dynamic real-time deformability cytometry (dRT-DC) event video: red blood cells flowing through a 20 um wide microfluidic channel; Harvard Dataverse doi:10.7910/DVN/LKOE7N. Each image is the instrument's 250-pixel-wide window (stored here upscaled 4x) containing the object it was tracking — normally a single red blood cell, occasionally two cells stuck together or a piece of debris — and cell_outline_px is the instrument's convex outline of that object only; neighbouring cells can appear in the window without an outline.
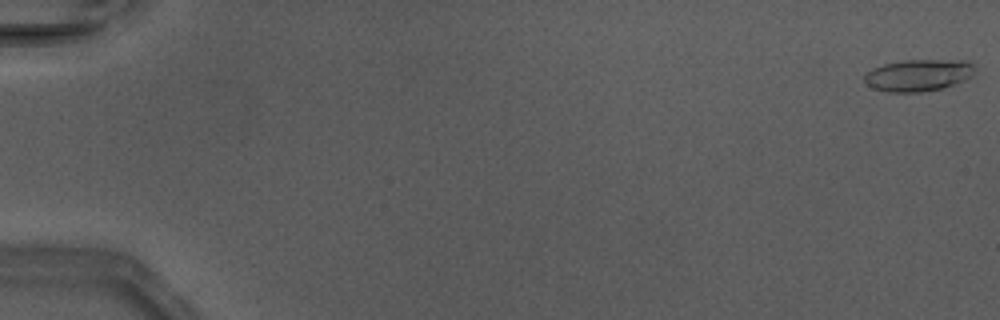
{"species": "Egyptian fruit bat (a non-hibernating species)", "species_latin": "Rousettus aegyptiacus", "temperature_condition": "warm", "stored_images_in_passage": 48, "camera_frame_rate_fps": 3000, "um_per_image_px": 0.085, "animal": {"sex": "male"}, "frame": {"image": 1, "passage_image": 1, "time_ms": 0.0, "image_size_px": [1000, 320], "cell_outline_px": [[972, 76], [956, 84], [940, 88], [920, 92], [888, 92], [872, 88], [864, 80], [864, 72], [872, 68], [884, 64], [904, 60], [968, 60], [972, 64]], "centroid_in_image_um": [78.02, 6.39], "position_along_channel_um": 7.0, "area_um2": 20.46}}
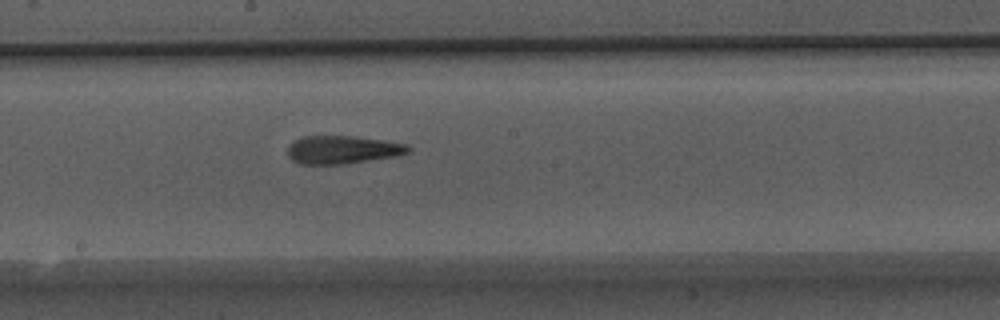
{"frame": {"image": 2, "passage_image": 28, "time_ms": 9.0, "image_size_px": [1000, 320], "cell_outline_px": [[412, 148], [408, 152], [396, 156], [344, 164], [300, 164], [292, 160], [288, 156], [288, 144], [304, 136], [352, 136], [384, 140], [408, 144]], "centroid_in_image_um": [29.12, 12.72], "position_along_channel_um": 219.1, "area_um2": 19.77}}
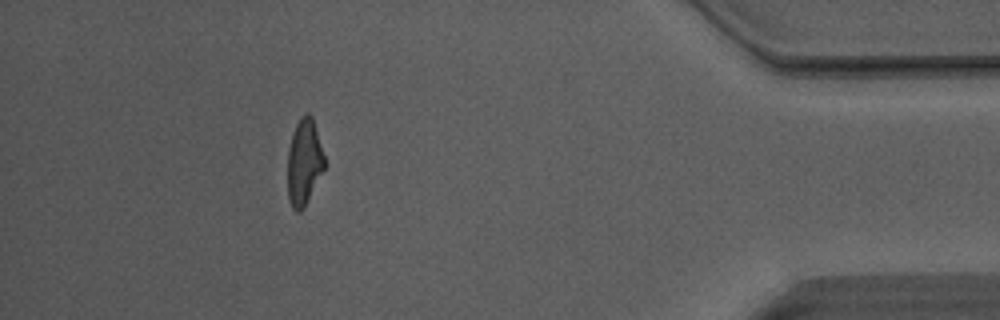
{"frame": {"image": 3, "passage_image": 44, "time_ms": 14.333, "image_size_px": [1000, 320], "cell_outline_px": [[324, 168], [304, 208], [300, 212], [296, 212], [292, 208], [288, 200], [288, 148], [292, 132], [300, 116], [304, 112], [308, 112], [312, 116], [324, 156]], "centroid_in_image_um": [25.82, 13.77], "position_along_channel_um": 409.4, "area_um2": 18.5}}